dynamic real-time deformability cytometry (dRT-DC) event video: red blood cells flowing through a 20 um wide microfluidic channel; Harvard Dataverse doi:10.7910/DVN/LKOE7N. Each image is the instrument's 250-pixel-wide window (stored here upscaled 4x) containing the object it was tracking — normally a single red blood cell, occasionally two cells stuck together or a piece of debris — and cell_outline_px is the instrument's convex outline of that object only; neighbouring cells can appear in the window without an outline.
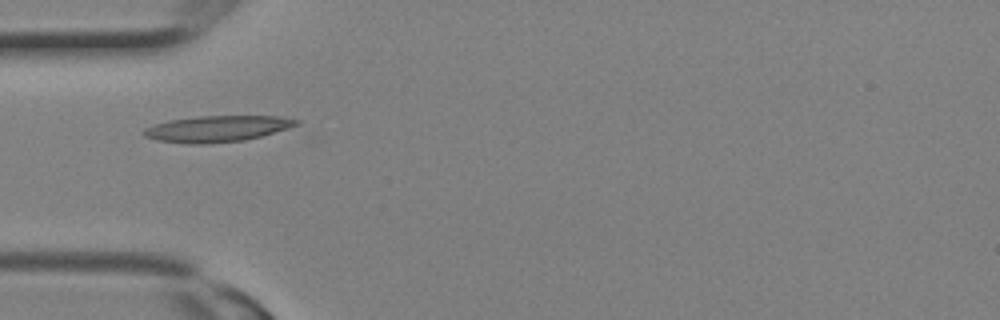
{"species": "Egyptian fruit bat (a non-hibernating species)", "species_latin": "Rousettus aegyptiacus", "temperature_condition": "room temperature", "stored_images_in_passage": 2, "camera_frame_rate_fps": 3000, "um_per_image_px": 0.085, "animal": {"sex": "female"}, "frame": {"image": 1, "passage_image": 2, "time_ms": 0.333, "image_size_px": [1000, 320], "cell_outline_px": [[300, 124], [288, 128], [260, 136], [244, 140], [212, 144], [184, 144], [156, 140], [144, 136], [144, 128], [152, 124], [168, 120], [196, 116], [280, 116], [300, 120]], "centroid_in_image_um": [18.42, 10.94], "position_along_channel_um": 66.6, "area_um2": 23.52}}